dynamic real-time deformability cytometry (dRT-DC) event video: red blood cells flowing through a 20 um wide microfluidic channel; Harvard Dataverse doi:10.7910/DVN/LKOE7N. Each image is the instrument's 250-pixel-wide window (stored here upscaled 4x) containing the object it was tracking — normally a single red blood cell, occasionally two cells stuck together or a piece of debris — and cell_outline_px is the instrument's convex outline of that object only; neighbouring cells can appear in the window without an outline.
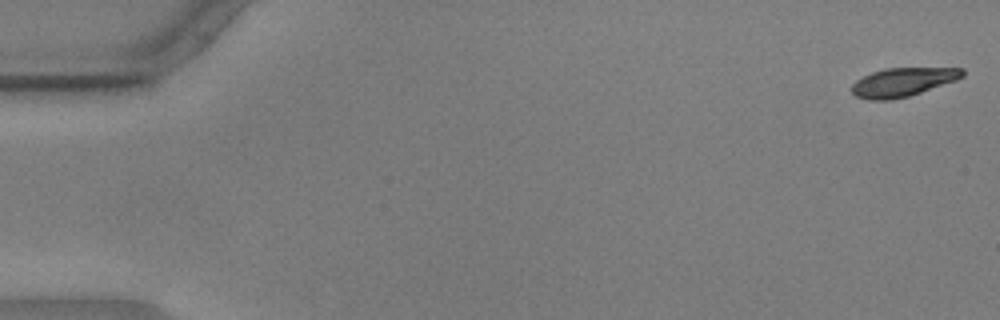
{"species": "common noctule bat (a hibernating species)", "species_latin": "Nyctalus noctula", "temperature_condition": "warm", "stored_images_in_passage": 57, "camera_frame_rate_fps": 3000, "um_per_image_px": 0.085, "animal": {"sex": "male", "body_mass_g": 17.9, "forearm_length_mm": 54.2}, "frame": {"image": 1, "passage_image": 1, "time_ms": 0.0, "image_size_px": [1000, 320], "cell_outline_px": [[964, 76], [956, 80], [908, 96], [892, 100], [868, 100], [856, 96], [852, 92], [852, 84], [856, 80], [872, 72], [884, 68], [964, 68]], "centroid_in_image_um": [76.72, 6.98], "position_along_channel_um": 8.3, "area_um2": 18.38}}
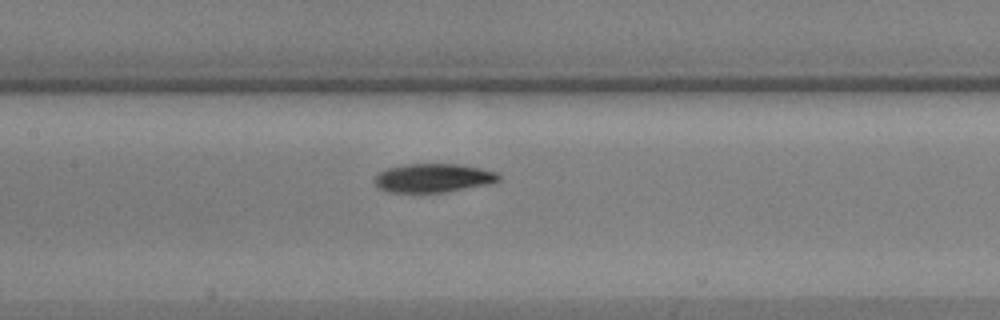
{"frame": {"image": 2, "passage_image": 27, "time_ms": 8.667, "image_size_px": [1000, 320], "cell_outline_px": [[500, 180], [492, 184], [444, 192], [388, 192], [376, 188], [372, 180], [380, 172], [388, 168], [404, 164], [460, 164], [480, 168], [496, 172], [500, 176]], "centroid_in_image_um": [36.81, 15.13], "position_along_channel_um": 170.6, "area_um2": 20.98}}
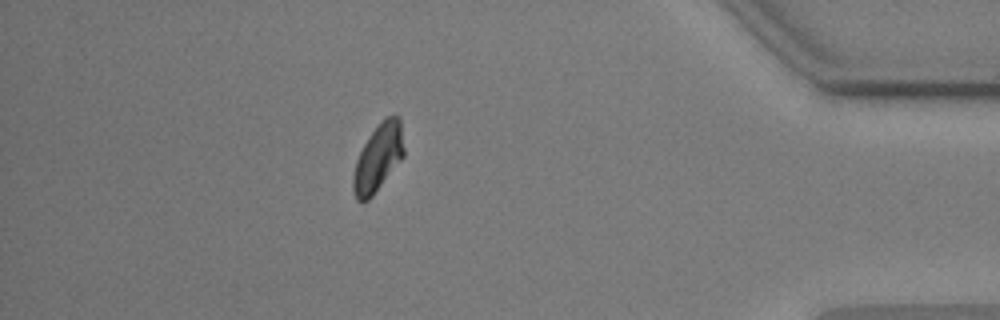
{"frame": {"image": 3, "passage_image": 50, "time_ms": 16.333, "image_size_px": [1000, 320], "cell_outline_px": [[404, 156], [372, 196], [368, 200], [360, 204], [356, 200], [352, 188], [352, 176], [356, 160], [364, 144], [372, 132], [384, 116], [400, 116], [404, 148]], "centroid_in_image_um": [32.13, 13.43], "position_along_channel_um": 403.1, "area_um2": 19.94}, "authors_computed_cell_mechanics": {"area_um2": 20.4034, "velocity_mm_per_s": 3.5663, "shape_relaxation_time_tau1_ms": 3.6291, "shape_relaxation_time_tau2_ms": null, "deformation_change_tau1": 0.1581, "deformation_change_tau2": null}}